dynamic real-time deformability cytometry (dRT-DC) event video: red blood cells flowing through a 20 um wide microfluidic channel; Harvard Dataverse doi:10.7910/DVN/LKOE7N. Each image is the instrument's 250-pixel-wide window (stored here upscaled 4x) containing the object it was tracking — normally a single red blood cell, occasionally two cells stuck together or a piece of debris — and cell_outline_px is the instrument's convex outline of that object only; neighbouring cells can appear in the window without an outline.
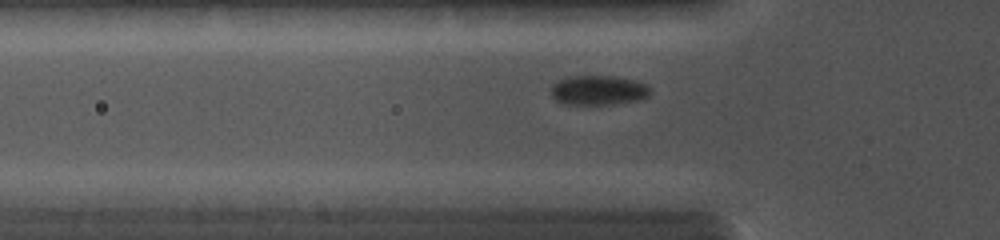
{"species": "common noctule bat (a hibernating species)", "species_latin": "Nyctalus noctula", "temperature_condition": "cold", "stored_images_in_passage": 30, "camera_frame_rate_fps": 5000, "um_per_image_px": 0.085, "animal": {"sex": "female", "body_mass_g": 19.0, "forearm_length_mm": 56.7}, "frame": {"image": 1, "passage_image": 7, "time_ms": 2.2, "image_size_px": [1000, 240], "cell_outline_px": [[652, 92], [648, 96], [640, 100], [612, 104], [564, 104], [556, 100], [552, 96], [552, 84], [556, 80], [568, 76], [612, 76], [636, 80], [648, 84], [652, 88]], "centroid_in_image_um": [50.9, 7.66], "position_along_channel_um": 74.9, "area_um2": 17.4}}
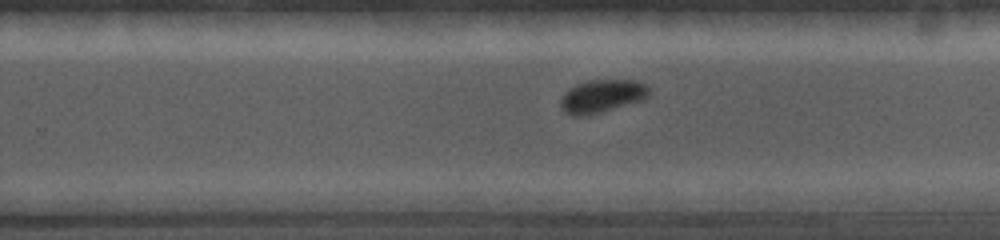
{"frame": {"image": 2, "passage_image": 19, "time_ms": 6.8, "image_size_px": [1000, 240], "cell_outline_px": [[652, 92], [644, 100], [600, 112], [584, 116], [572, 116], [564, 112], [560, 108], [560, 100], [564, 92], [568, 88], [576, 84], [588, 80], [636, 80], [648, 84]], "centroid_in_image_um": [51.18, 8.16], "position_along_channel_um": 278.6, "area_um2": 17.4}}
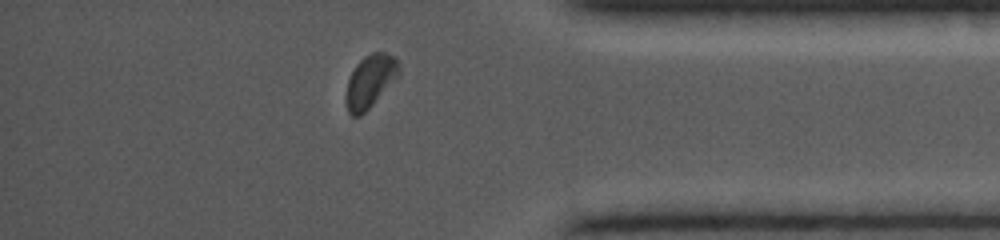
{"frame": {"image": 3, "passage_image": 27, "time_ms": 9.8, "image_size_px": [1000, 240], "cell_outline_px": [[400, 76], [360, 116], [352, 116], [348, 112], [344, 100], [344, 96], [348, 80], [356, 64], [364, 56], [372, 52], [384, 52], [392, 56], [400, 64]], "centroid_in_image_um": [31.46, 6.9], "position_along_channel_um": 403.7, "area_um2": 16.42}}